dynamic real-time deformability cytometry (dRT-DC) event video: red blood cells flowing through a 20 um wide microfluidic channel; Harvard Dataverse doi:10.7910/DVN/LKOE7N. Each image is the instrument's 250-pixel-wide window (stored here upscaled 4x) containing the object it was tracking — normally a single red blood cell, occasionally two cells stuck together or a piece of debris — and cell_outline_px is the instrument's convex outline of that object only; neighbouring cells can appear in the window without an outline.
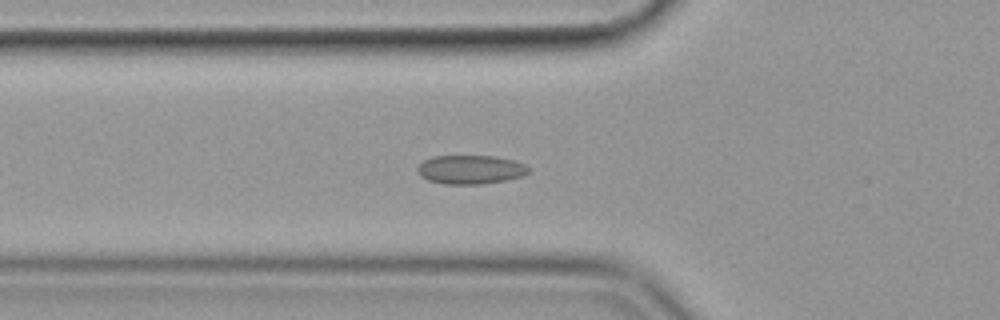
{"species": "common noctule bat (a hibernating species)", "species_latin": "Nyctalus noctula", "temperature_condition": "cold", "stored_images_in_passage": 45, "camera_frame_rate_fps": 3000, "um_per_image_px": 0.085, "animal": {"sex": "female", "body_mass_g": 19.9}, "frame": {"image": 1, "passage_image": 11, "time_ms": 3.333, "image_size_px": [1000, 320], "cell_outline_px": [[528, 172], [524, 176], [508, 180], [480, 184], [444, 184], [428, 180], [420, 176], [416, 172], [416, 168], [424, 160], [432, 156], [496, 156], [516, 160], [524, 164], [528, 168]], "centroid_in_image_um": [39.99, 14.41], "position_along_channel_um": 85.8, "area_um2": 18.9}}
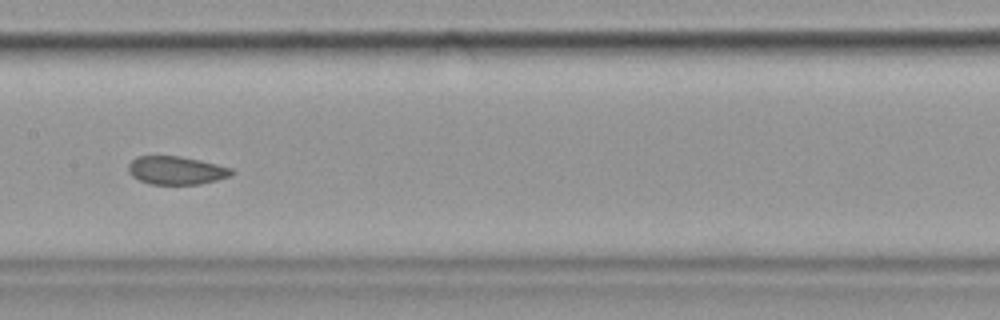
{"frame": {"image": 2, "passage_image": 20, "time_ms": 6.333, "image_size_px": [1000, 320], "cell_outline_px": [[236, 172], [232, 176], [200, 184], [148, 184], [132, 176], [128, 172], [128, 164], [136, 156], [180, 156], [200, 160], [232, 168]], "centroid_in_image_um": [14.99, 14.48], "position_along_channel_um": 192.4, "area_um2": 17.11}}
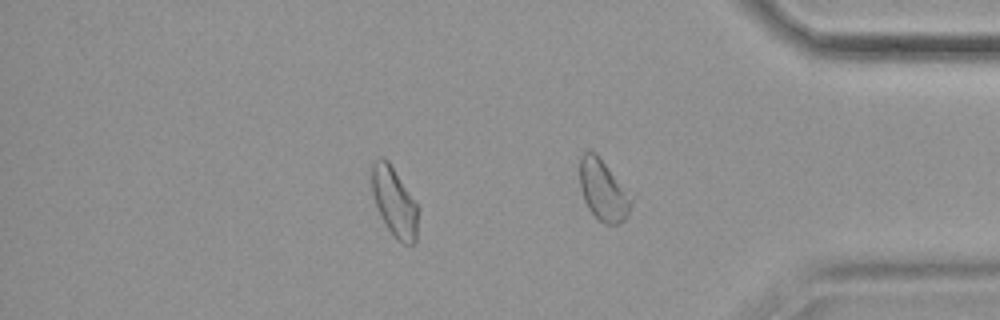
{"frame": {"image": 3, "passage_image": 37, "time_ms": 12.0, "image_size_px": [1000, 320], "cell_outline_px": [[420, 208], [416, 240], [412, 244], [404, 244], [388, 228], [380, 216], [372, 192], [372, 164], [380, 156], [384, 156], [388, 160]], "centroid_in_image_um": [33.55, 17.14], "position_along_channel_um": 401.7, "area_um2": 18.61}, "authors_computed_cell_mechanics": {"area_um2": 17.9758, "velocity_mm_per_s": 3.5411, "shape_relaxation_time_tau1_ms": null, "shape_relaxation_time_tau2_ms": 1.1436, "deformation_change_tau1": null, "deformation_change_tau2": 0.0655}}